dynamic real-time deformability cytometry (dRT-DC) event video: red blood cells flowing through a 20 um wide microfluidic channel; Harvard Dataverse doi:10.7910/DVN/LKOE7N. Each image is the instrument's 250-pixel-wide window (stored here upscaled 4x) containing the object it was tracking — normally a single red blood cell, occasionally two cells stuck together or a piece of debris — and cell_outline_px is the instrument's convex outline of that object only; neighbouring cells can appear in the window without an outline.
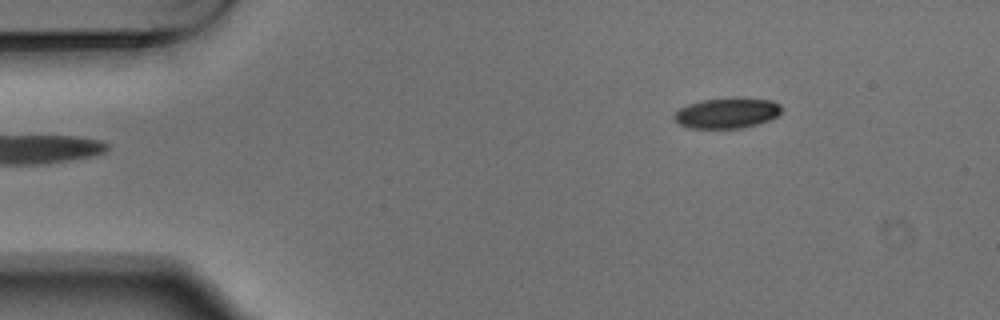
{"species": "Egyptian fruit bat (a non-hibernating species)", "species_latin": "Rousettus aegyptiacus", "temperature_condition": "warm", "stored_images_in_passage": 5, "segment_of_instrument_passage": [2, 2], "camera_frame_rate_fps": 3000, "um_per_image_px": 0.085, "animal": {"sex": "male"}, "frame": {"image": 1, "passage_image": 5, "time_ms": 1.333, "image_size_px": [1000, 320], "cell_outline_px": [[780, 112], [776, 116], [768, 120], [756, 124], [740, 128], [692, 128], [680, 124], [672, 116], [680, 108], [688, 104], [704, 100], [772, 100], [780, 104]], "centroid_in_image_um": [61.75, 9.64], "position_along_channel_um": 23.2, "area_um2": 18.09}}